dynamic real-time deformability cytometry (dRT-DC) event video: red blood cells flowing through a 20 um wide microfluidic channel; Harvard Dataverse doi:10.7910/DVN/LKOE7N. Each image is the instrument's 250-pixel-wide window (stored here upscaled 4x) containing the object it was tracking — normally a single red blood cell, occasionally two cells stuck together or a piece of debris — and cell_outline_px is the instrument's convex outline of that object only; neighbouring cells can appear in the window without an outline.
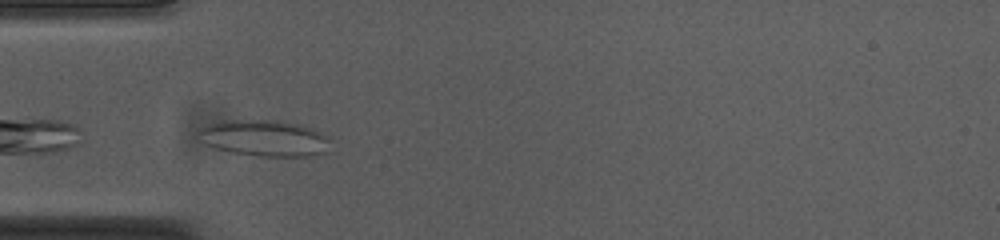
{"species": "common noctule bat (a hibernating species)", "species_latin": "Nyctalus noctula", "temperature_condition": "cold", "stored_images_in_passage": 3, "camera_frame_rate_fps": 3000, "um_per_image_px": 0.085, "animal": {"sex": "female", "body_mass_g": 23.0, "forearm_length_mm": 53.4}, "frame": {"image": 1, "passage_image": 1, "time_ms": 0.0, "image_size_px": [1000, 240], "cell_outline_px": [[328, 140], [324, 152], [308, 156], [260, 156], [232, 152], [216, 148], [200, 140], [196, 136], [196, 128], [204, 124], [224, 120], [284, 120], [300, 124], [320, 132], [328, 136]], "centroid_in_image_um": [22.37, 11.71], "position_along_channel_um": 62.6, "area_um2": 27.98}}